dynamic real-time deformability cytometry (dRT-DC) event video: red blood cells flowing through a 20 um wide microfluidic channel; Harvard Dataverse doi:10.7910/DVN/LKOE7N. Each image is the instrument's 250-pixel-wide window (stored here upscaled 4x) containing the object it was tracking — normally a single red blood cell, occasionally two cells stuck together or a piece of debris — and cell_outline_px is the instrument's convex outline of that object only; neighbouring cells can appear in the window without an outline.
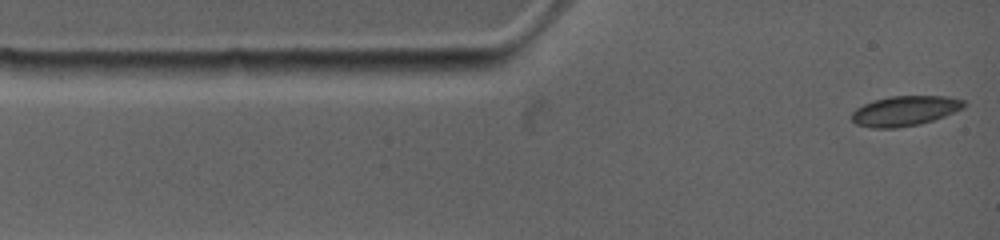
{"species": "common noctule bat (a hibernating species)", "species_latin": "Nyctalus noctula", "temperature_condition": "warm", "stored_images_in_passage": 43, "camera_frame_rate_fps": 4500, "um_per_image_px": 0.085, "animal": {"sex": "female", "body_mass_g": 19.0, "forearm_length_mm": 53.3}, "frame": {"image": 1, "passage_image": 1, "time_ms": 0.0, "image_size_px": [1000, 240], "cell_outline_px": [[964, 104], [960, 108], [952, 112], [932, 120], [916, 124], [892, 128], [880, 128], [860, 124], [852, 120], [852, 116], [860, 108], [876, 100], [896, 96], [936, 96], [964, 100]], "centroid_in_image_um": [76.94, 9.42], "position_along_channel_um": 8.1, "area_um2": 18.26}}
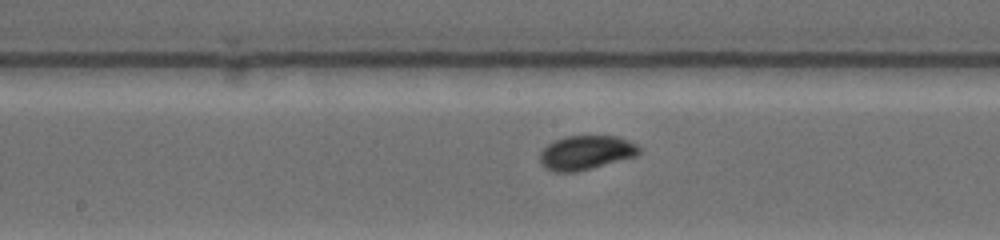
{"frame": {"image": 2, "passage_image": 19, "time_ms": 6.0, "image_size_px": [1000, 240], "cell_outline_px": [[636, 152], [632, 156], [576, 172], [552, 172], [540, 160], [540, 156], [544, 148], [556, 140], [568, 136], [612, 136], [624, 140], [632, 144], [636, 148]], "centroid_in_image_um": [49.69, 12.98], "position_along_channel_um": 198.5, "area_um2": 18.55}}
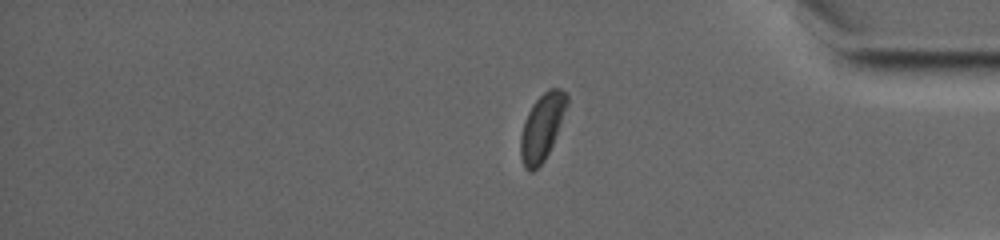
{"frame": {"image": 3, "passage_image": 36, "time_ms": 11.556, "image_size_px": [1000, 240], "cell_outline_px": [[568, 104], [552, 144], [544, 160], [532, 172], [528, 172], [524, 168], [520, 156], [520, 136], [528, 112], [532, 104], [548, 88], [560, 88], [568, 96]], "centroid_in_image_um": [46.06, 10.8], "position_along_channel_um": 389.1, "area_um2": 17.74}}